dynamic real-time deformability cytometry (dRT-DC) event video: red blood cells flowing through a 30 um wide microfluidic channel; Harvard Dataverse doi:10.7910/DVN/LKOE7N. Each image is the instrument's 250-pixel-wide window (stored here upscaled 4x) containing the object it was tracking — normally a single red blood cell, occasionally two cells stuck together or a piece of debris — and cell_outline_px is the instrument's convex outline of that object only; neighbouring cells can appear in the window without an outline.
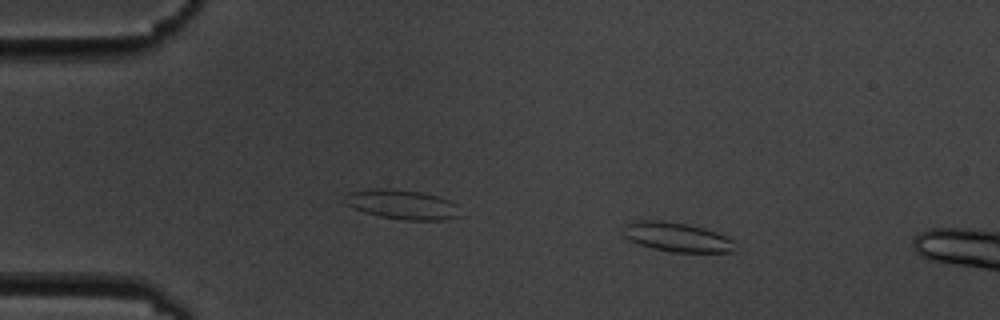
{"species": "common noctule bat (a hibernating species)", "species_latin": "Nyctalus noctula", "temperature_condition": "cold", "stored_images_in_passage": 3, "camera_frame_rate_fps": 3000, "um_per_image_px": 0.085, "animal": {"sex": "male", "body_mass_g": 19.5, "forearm_length_mm": 54.6}, "frame": {"image": 1, "passage_image": 1, "time_ms": 0.0, "image_size_px": [1000, 320], "cell_outline_px": [[736, 252], [672, 252], [652, 248], [628, 240], [624, 236], [628, 224], [636, 220], [664, 220], [688, 224], [704, 228], [716, 232], [736, 240]], "centroid_in_image_um": [57.63, 20.16], "position_along_channel_um": 27.4, "area_um2": 19.19}}